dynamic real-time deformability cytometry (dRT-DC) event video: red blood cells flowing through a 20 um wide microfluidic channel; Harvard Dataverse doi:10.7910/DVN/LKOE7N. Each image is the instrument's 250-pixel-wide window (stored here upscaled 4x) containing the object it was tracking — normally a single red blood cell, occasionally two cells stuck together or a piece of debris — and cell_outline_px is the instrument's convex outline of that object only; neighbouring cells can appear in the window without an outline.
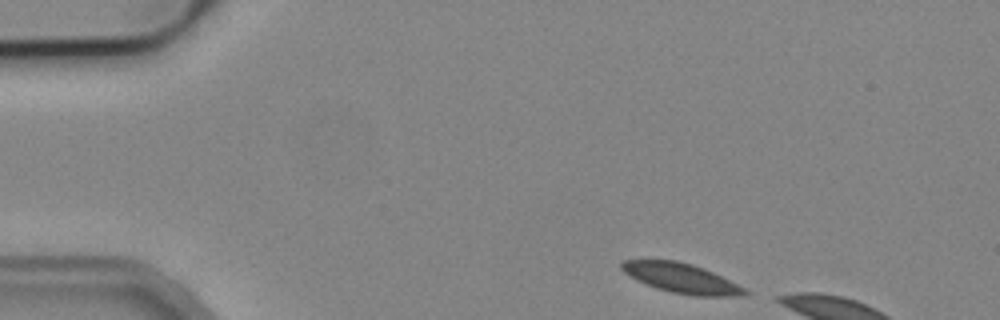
{"species": "common noctule bat (a hibernating species)", "species_latin": "Nyctalus noctula", "temperature_condition": "cold", "stored_images_in_passage": 2, "camera_frame_rate_fps": 3000, "um_per_image_px": 0.085, "animal": {"sex": "male", "body_mass_g": 19.2, "forearm_length_mm": 51.8}, "frame": {"image": 1, "passage_image": 1, "time_ms": 0.0, "image_size_px": [1000, 320], "cell_outline_px": [[748, 296], [692, 296], [672, 292], [656, 288], [636, 280], [624, 272], [620, 268], [620, 264], [624, 260], [676, 260], [692, 264], [704, 268], [744, 288], [748, 292]], "centroid_in_image_um": [57.9, 23.65], "position_along_channel_um": 27.1, "area_um2": 21.21}}